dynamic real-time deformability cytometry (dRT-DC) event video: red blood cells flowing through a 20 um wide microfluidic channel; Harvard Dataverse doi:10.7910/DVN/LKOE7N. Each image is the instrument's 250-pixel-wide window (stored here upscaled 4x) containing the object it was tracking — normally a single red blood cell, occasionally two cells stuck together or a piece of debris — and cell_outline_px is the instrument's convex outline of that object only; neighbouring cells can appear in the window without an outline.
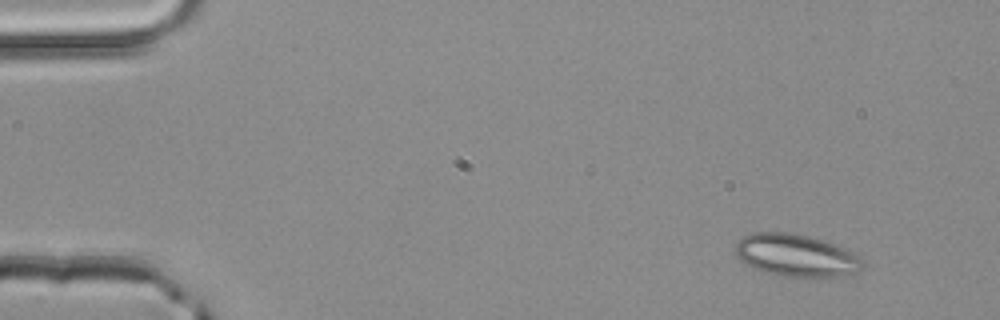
{"species": "common noctule bat (a hibernating species)", "species_latin": "Nyctalus noctula", "temperature_condition": "room temperature", "stored_images_in_passage": 3, "camera_frame_rate_fps": 3000, "um_per_image_px": 0.085, "animal": {"sex": "male", "body_mass_g": 20.4}, "frame": {"image": 1, "passage_image": 1, "time_ms": 0.0, "image_size_px": [1000, 320], "cell_outline_px": [[860, 272], [840, 276], [780, 276], [764, 272], [752, 268], [740, 260], [736, 256], [736, 244], [744, 236], [752, 232], [792, 232], [824, 240], [856, 252], [860, 260]], "centroid_in_image_um": [67.64, 21.69], "position_along_channel_um": 17.4, "area_um2": 31.39}}